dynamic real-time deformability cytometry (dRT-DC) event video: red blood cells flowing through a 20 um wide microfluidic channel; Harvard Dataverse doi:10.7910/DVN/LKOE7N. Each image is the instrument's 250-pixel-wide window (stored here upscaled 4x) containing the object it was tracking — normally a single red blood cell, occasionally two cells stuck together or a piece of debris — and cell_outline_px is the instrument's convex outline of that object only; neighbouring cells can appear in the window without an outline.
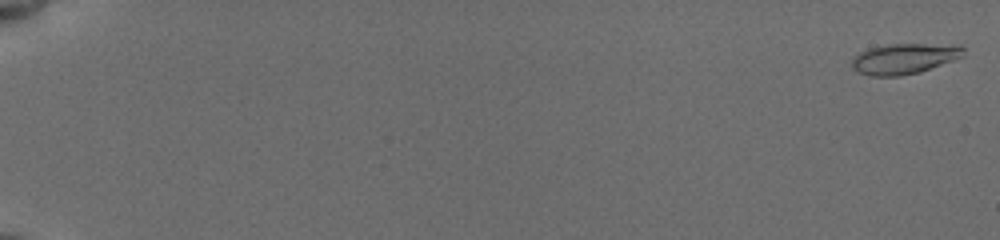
{"species": "common noctule bat (a hibernating species)", "species_latin": "Nyctalus noctula", "temperature_condition": "cold", "stored_images_in_passage": 46, "camera_frame_rate_fps": 3000, "um_per_image_px": 0.085, "animal": {"sex": "female", "body_mass_g": 19.5, "forearm_length_mm": 54.1}, "frame": {"image": 1, "passage_image": 2, "time_ms": 0.333, "image_size_px": [1000, 240], "cell_outline_px": [[964, 56], [920, 72], [900, 76], [872, 76], [856, 72], [852, 68], [852, 56], [868, 48], [888, 44], [960, 44], [964, 48]], "centroid_in_image_um": [76.85, 4.98], "position_along_channel_um": 8.1, "area_um2": 20.11}}
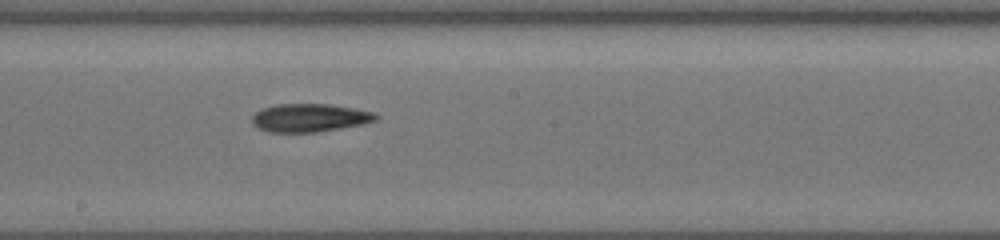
{"frame": {"image": 2, "passage_image": 28, "time_ms": 11.333, "image_size_px": [1000, 240], "cell_outline_px": [[380, 116], [376, 120], [364, 124], [316, 132], [268, 132], [256, 128], [252, 124], [252, 116], [260, 108], [276, 104], [328, 104], [356, 108], [376, 112]], "centroid_in_image_um": [26.32, 10.01], "position_along_channel_um": 221.9, "area_um2": 20.63}}
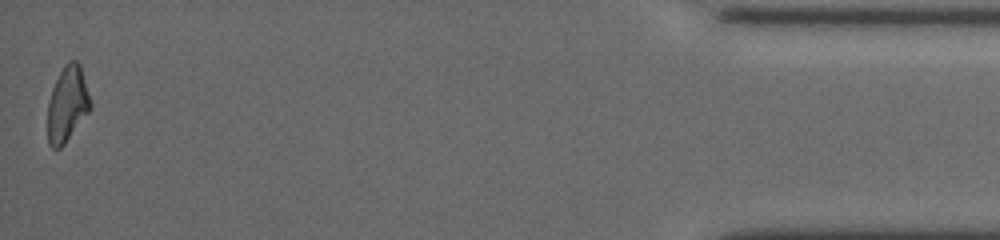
{"frame": {"image": 3, "passage_image": 46, "time_ms": 18.667, "image_size_px": [1000, 240], "cell_outline_px": [[92, 108], [64, 144], [60, 148], [52, 148], [48, 144], [48, 100], [52, 88], [64, 64], [68, 60], [76, 60], [80, 64], [92, 104]], "centroid_in_image_um": [5.73, 8.84], "position_along_channel_um": 429.5, "area_um2": 18.84}}